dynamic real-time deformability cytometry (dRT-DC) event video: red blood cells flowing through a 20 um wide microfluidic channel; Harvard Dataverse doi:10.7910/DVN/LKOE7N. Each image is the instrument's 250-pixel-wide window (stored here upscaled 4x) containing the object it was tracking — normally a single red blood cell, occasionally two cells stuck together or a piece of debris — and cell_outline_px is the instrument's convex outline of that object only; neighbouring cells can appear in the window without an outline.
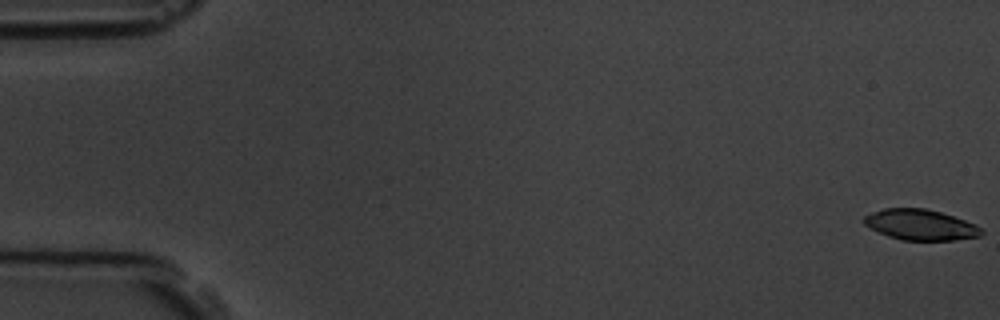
{"species": "common noctule bat (a hibernating species)", "species_latin": "Nyctalus noctula", "temperature_condition": "room temperature", "stored_images_in_passage": 17, "segment_of_instrument_passage": [1, 2], "camera_frame_rate_fps": 3000, "um_per_image_px": 0.085, "animal": {"sex": "male", "body_mass_g": 19.5, "forearm_length_mm": 54.6}, "frame": {"image": 1, "passage_image": 1, "time_ms": 0.0, "image_size_px": [1000, 320], "cell_outline_px": [[984, 232], [980, 236], [952, 240], [900, 240], [888, 236], [864, 224], [860, 220], [864, 216], [872, 212], [884, 208], [924, 208], [940, 212], [976, 224]], "centroid_in_image_um": [78.21, 19.1], "position_along_channel_um": 6.8, "area_um2": 20.87}}
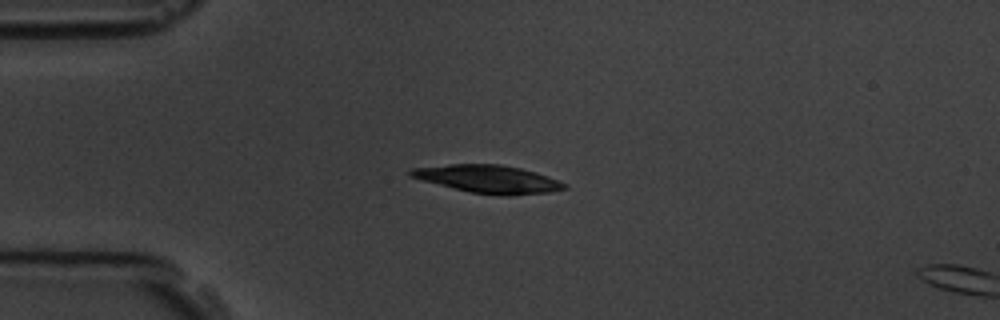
{"frame": {"image": 2, "passage_image": 15, "time_ms": 4.667, "image_size_px": [1000, 320], "cell_outline_px": [[568, 188], [548, 192], [508, 196], [472, 192], [408, 176], [408, 172], [412, 168], [448, 164], [500, 164], [520, 168], [536, 172], [548, 176], [568, 184]], "centroid_in_image_um": [41.55, 15.21], "position_along_channel_um": 43.5, "area_um2": 24.62}}